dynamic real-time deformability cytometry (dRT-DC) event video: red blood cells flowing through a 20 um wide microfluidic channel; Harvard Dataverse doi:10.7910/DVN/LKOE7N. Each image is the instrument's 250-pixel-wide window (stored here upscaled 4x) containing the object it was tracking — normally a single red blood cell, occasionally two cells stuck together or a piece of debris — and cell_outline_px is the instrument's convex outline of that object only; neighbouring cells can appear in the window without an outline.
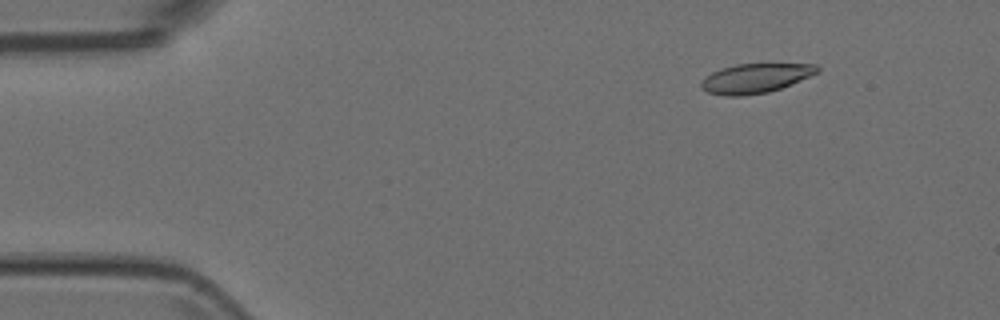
{"species": "Egyptian fruit bat (a non-hibernating species)", "species_latin": "Rousettus aegyptiacus", "temperature_condition": "room temperature", "stored_images_in_passage": 16, "camera_frame_rate_fps": 3000, "um_per_image_px": 0.085, "animal": {"sex": "female"}, "frame": {"image": 1, "passage_image": 7, "time_ms": 2.0, "image_size_px": [1000, 320], "cell_outline_px": [[820, 72], [780, 88], [768, 92], [740, 96], [724, 96], [708, 92], [700, 88], [700, 84], [712, 72], [720, 68], [736, 64], [816, 64], [820, 68]], "centroid_in_image_um": [64.21, 6.65], "position_along_channel_um": 20.8, "area_um2": 19.77}}